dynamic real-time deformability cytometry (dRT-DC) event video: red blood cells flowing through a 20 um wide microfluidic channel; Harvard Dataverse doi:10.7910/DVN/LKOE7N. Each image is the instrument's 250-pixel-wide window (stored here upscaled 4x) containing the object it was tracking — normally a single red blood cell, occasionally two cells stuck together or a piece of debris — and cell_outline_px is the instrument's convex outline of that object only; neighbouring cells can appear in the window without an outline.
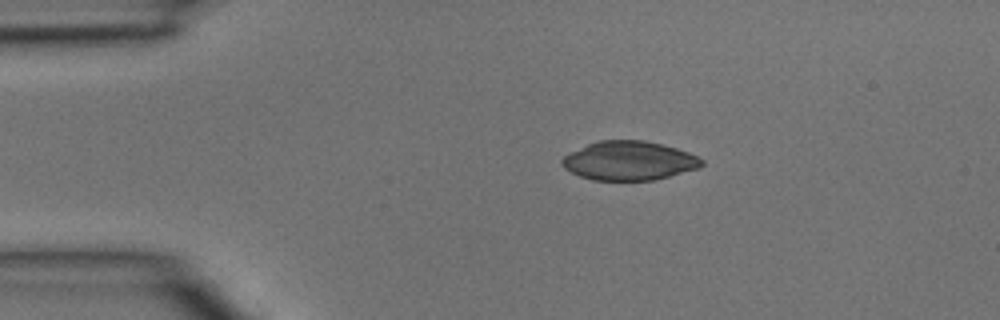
{"species": "common noctule bat (a hibernating species)", "species_latin": "Nyctalus noctula", "temperature_condition": "room temperature", "stored_images_in_passage": 3, "camera_frame_rate_fps": 3000, "um_per_image_px": 0.085, "animal": {"sex": "male", "body_mass_g": 15.6}, "frame": {"image": 1, "passage_image": 2, "time_ms": 0.333, "image_size_px": [1000, 320], "cell_outline_px": [[704, 164], [700, 168], [652, 180], [592, 180], [580, 176], [564, 168], [560, 164], [560, 160], [564, 156], [588, 144], [600, 140], [644, 140], [676, 148], [688, 152], [704, 160]], "centroid_in_image_um": [53.47, 13.66], "position_along_channel_um": 31.5, "area_um2": 31.56}}